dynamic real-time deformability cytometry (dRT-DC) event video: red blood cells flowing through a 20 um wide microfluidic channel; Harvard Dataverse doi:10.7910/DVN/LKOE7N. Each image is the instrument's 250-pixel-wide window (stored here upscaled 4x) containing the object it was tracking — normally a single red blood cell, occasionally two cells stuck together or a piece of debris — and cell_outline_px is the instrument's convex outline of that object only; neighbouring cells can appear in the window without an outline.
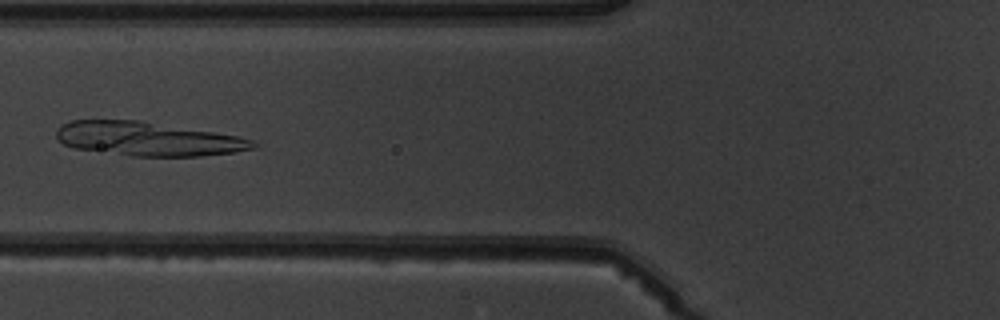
{"species": "common noctule bat (a hibernating species)", "species_latin": "Nyctalus noctula", "temperature_condition": "warm", "stored_images_in_passage": 3, "camera_frame_rate_fps": 3000, "um_per_image_px": 0.085, "animal": {"sex": "male", "body_mass_g": 19.5, "forearm_length_mm": 54.6}, "frame": {"image": 1, "passage_image": 3, "time_ms": 2.333, "image_size_px": [1000, 320], "cell_outline_px": [[260, 144], [256, 148], [236, 152], [200, 156], [132, 156], [76, 148], [64, 144], [56, 140], [56, 128], [72, 120], [140, 120], [236, 136], [256, 140]], "centroid_in_image_um": [12.59, 11.81], "position_along_channel_um": 113.2, "area_um2": 38.84}}